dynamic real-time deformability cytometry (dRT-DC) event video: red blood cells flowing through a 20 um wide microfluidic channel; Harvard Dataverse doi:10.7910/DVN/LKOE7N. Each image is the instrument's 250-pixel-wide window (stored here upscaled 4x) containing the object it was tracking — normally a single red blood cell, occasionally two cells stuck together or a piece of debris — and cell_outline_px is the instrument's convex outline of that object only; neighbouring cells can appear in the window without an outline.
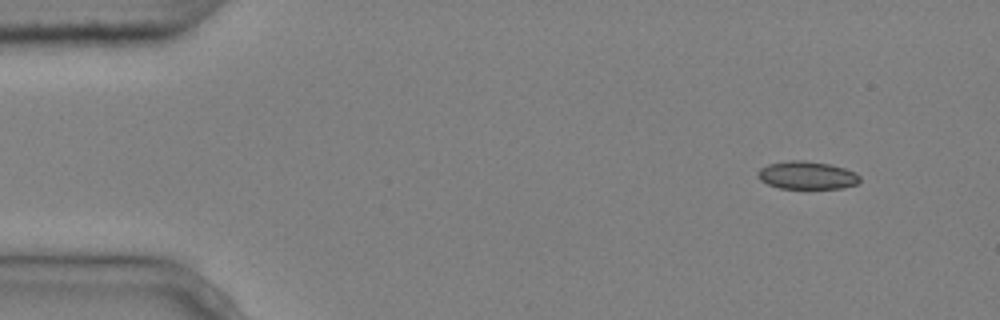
{"species": "common noctule bat (a hibernating species)", "species_latin": "Nyctalus noctula", "temperature_condition": "cold", "stored_images_in_passage": 4, "camera_frame_rate_fps": 3000, "um_per_image_px": 0.085, "animal": {"sex": "male", "body_mass_g": 20.4}, "frame": {"image": 1, "passage_image": 1, "time_ms": 0.0, "image_size_px": [1000, 320], "cell_outline_px": [[860, 180], [856, 184], [844, 188], [780, 188], [768, 184], [760, 180], [756, 176], [756, 172], [760, 168], [768, 164], [788, 160], [804, 160], [832, 164], [856, 172], [860, 176]], "centroid_in_image_um": [68.58, 14.88], "position_along_channel_um": 16.4, "area_um2": 16.76}}
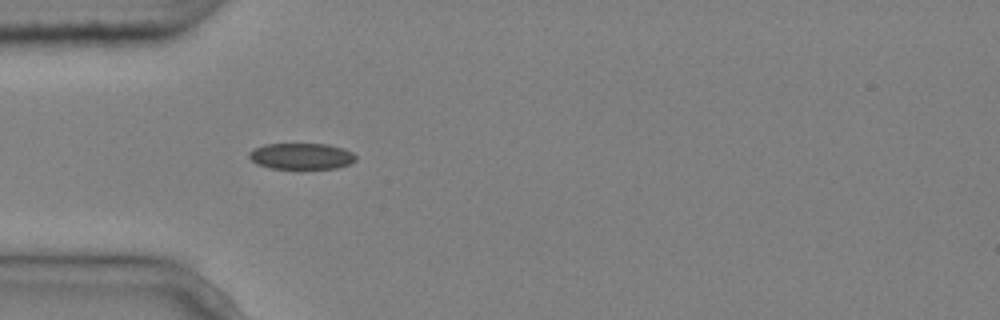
{"frame": {"image": 2, "passage_image": 4, "time_ms": 1.0, "image_size_px": [1000, 320], "cell_outline_px": [[356, 160], [348, 164], [336, 168], [268, 168], [256, 164], [248, 156], [248, 152], [264, 144], [328, 144], [344, 148], [352, 152], [356, 156]], "centroid_in_image_um": [25.61, 13.27], "position_along_channel_um": 59.4, "area_um2": 16.24}}